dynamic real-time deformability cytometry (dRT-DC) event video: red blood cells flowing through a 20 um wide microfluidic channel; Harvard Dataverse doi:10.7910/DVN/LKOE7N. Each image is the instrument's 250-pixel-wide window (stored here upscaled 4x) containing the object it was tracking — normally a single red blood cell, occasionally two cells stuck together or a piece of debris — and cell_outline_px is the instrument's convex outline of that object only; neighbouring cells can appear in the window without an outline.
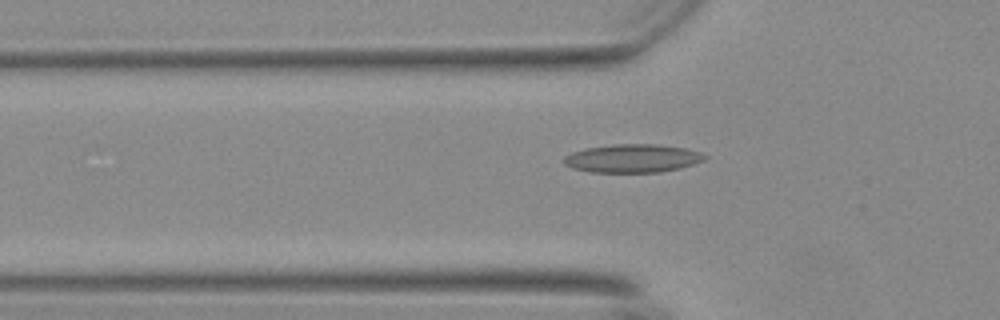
{"species": "Egyptian fruit bat (a non-hibernating species)", "species_latin": "Rousettus aegyptiacus", "temperature_condition": "warm", "stored_images_in_passage": 45, "camera_frame_rate_fps": 3000, "um_per_image_px": 0.085, "animal": {"sex": "female"}, "frame": {"image": 1, "passage_image": 11, "time_ms": 3.333, "image_size_px": [1000, 320], "cell_outline_px": [[708, 156], [704, 160], [680, 168], [660, 172], [588, 172], [572, 168], [564, 164], [560, 160], [564, 156], [572, 152], [584, 148], [612, 144], [656, 144], [688, 148], [700, 152]], "centroid_in_image_um": [53.73, 13.45], "position_along_channel_um": 72.1, "area_um2": 23.52}}
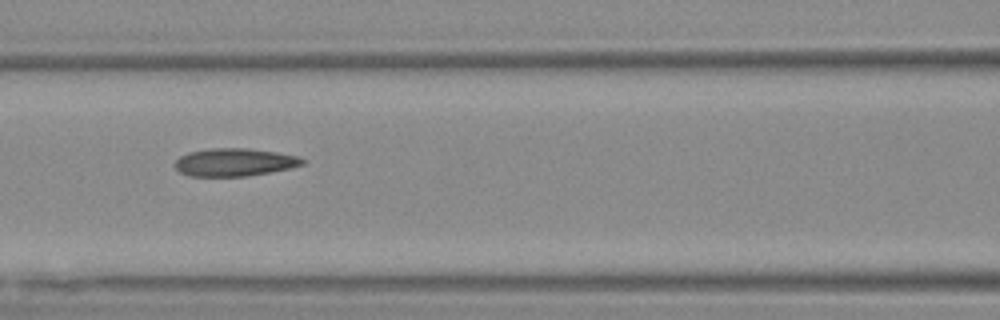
{"frame": {"image": 2, "passage_image": 17, "time_ms": 5.333, "image_size_px": [1000, 320], "cell_outline_px": [[308, 160], [304, 164], [288, 168], [248, 176], [188, 176], [180, 172], [172, 164], [180, 156], [188, 152], [212, 148], [248, 148], [276, 152], [300, 156]], "centroid_in_image_um": [19.93, 13.78], "position_along_channel_um": 146.7, "area_um2": 20.81}}
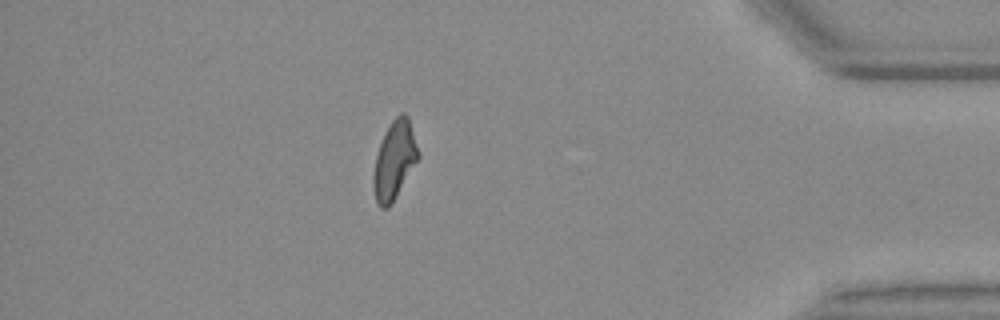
{"frame": {"image": 3, "passage_image": 41, "time_ms": 13.333, "image_size_px": [1000, 320], "cell_outline_px": [[420, 156], [388, 208], [380, 208], [376, 200], [372, 184], [372, 176], [376, 156], [384, 132], [392, 120], [400, 112], [404, 112], [408, 116], [420, 152]], "centroid_in_image_um": [33.52, 13.58], "position_along_channel_um": 401.7, "area_um2": 20.29}, "authors_computed_cell_mechanics": {"area_um2": 20.808, "velocity_mm_per_s": 3.6865, "shape_relaxation_time_tau1_ms": null, "shape_relaxation_time_tau2_ms": 2.4361, "deformation_change_tau1": null, "deformation_change_tau2": 0.1134}}